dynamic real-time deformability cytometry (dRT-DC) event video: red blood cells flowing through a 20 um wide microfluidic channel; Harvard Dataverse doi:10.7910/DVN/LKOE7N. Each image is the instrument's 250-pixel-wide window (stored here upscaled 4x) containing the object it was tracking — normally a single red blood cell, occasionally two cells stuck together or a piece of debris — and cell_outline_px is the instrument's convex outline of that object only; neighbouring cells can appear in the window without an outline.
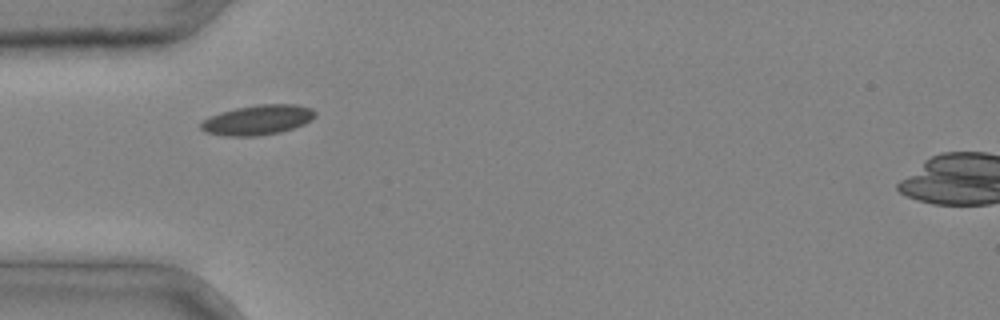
{"species": "common noctule bat (a hibernating species)", "species_latin": "Nyctalus noctula", "temperature_condition": "cold", "stored_images_in_passage": 3, "camera_frame_rate_fps": 3000, "um_per_image_px": 0.085, "animal": {"sex": "male", "body_mass_g": 20.4}, "frame": {"image": 1, "passage_image": 2, "time_ms": 0.333, "image_size_px": [1000, 320], "cell_outline_px": [[316, 116], [312, 120], [304, 124], [280, 132], [256, 136], [228, 136], [208, 132], [200, 128], [200, 124], [204, 120], [220, 112], [236, 108], [260, 104], [296, 104], [312, 108], [316, 112]], "centroid_in_image_um": [21.96, 10.18], "position_along_channel_um": 63.0, "area_um2": 19.77}}